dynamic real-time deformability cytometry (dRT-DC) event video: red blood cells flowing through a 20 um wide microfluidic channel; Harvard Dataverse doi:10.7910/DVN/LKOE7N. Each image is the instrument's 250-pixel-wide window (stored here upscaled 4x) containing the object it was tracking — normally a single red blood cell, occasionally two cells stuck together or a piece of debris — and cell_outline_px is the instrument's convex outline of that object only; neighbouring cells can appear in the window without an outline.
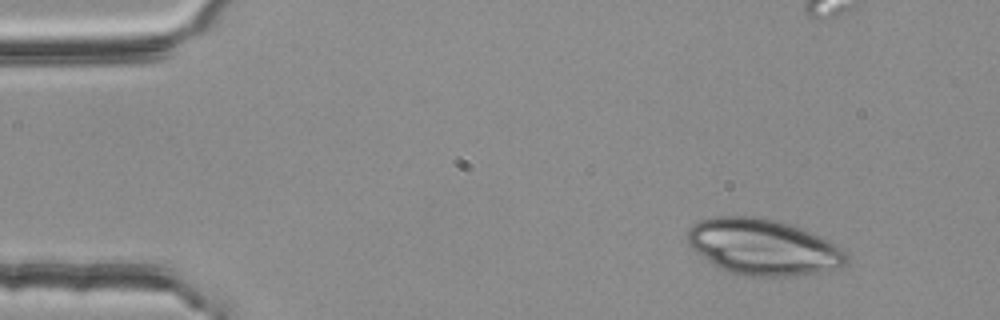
{"species": "common noctule bat (a hibernating species)", "species_latin": "Nyctalus noctula", "temperature_condition": "room temperature", "stored_images_in_passage": 4, "camera_frame_rate_fps": 3000, "um_per_image_px": 0.085, "animal": {"sex": "female", "body_mass_g": 25.1}, "frame": {"image": 1, "passage_image": 1, "time_ms": 0.0, "image_size_px": [1000, 320], "cell_outline_px": [[848, 256], [844, 264], [840, 268], [816, 272], [788, 276], [744, 276], [720, 268], [696, 252], [688, 244], [684, 236], [688, 228], [692, 224], [700, 220], [712, 216], [756, 216], [776, 220], [792, 224], [820, 236], [836, 244]], "centroid_in_image_um": [64.81, 20.97], "position_along_channel_um": 20.2, "area_um2": 51.96}}